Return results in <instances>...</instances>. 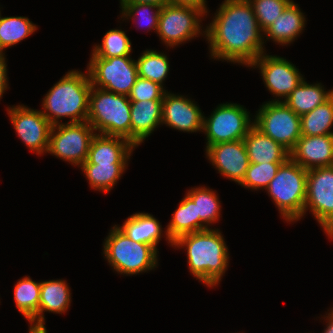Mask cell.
Instances as JSON below:
<instances>
[{
  "mask_svg": "<svg viewBox=\"0 0 333 333\" xmlns=\"http://www.w3.org/2000/svg\"><path fill=\"white\" fill-rule=\"evenodd\" d=\"M204 30L214 60L249 67L265 52L264 35L248 0H224Z\"/></svg>",
  "mask_w": 333,
  "mask_h": 333,
  "instance_id": "6da1fadb",
  "label": "cell"
},
{
  "mask_svg": "<svg viewBox=\"0 0 333 333\" xmlns=\"http://www.w3.org/2000/svg\"><path fill=\"white\" fill-rule=\"evenodd\" d=\"M174 247L187 250L188 269L197 280L209 288L219 284L229 265V249L219 229L180 236Z\"/></svg>",
  "mask_w": 333,
  "mask_h": 333,
  "instance_id": "7a4b0ae2",
  "label": "cell"
},
{
  "mask_svg": "<svg viewBox=\"0 0 333 333\" xmlns=\"http://www.w3.org/2000/svg\"><path fill=\"white\" fill-rule=\"evenodd\" d=\"M91 88L88 71L86 74L76 69L68 71L45 94L42 114L52 126L63 123L62 117L70 118L68 123L87 121Z\"/></svg>",
  "mask_w": 333,
  "mask_h": 333,
  "instance_id": "3957f363",
  "label": "cell"
},
{
  "mask_svg": "<svg viewBox=\"0 0 333 333\" xmlns=\"http://www.w3.org/2000/svg\"><path fill=\"white\" fill-rule=\"evenodd\" d=\"M131 101L127 95L116 94L92 86L89 94L87 122L96 134L122 137L131 142Z\"/></svg>",
  "mask_w": 333,
  "mask_h": 333,
  "instance_id": "277c9868",
  "label": "cell"
},
{
  "mask_svg": "<svg viewBox=\"0 0 333 333\" xmlns=\"http://www.w3.org/2000/svg\"><path fill=\"white\" fill-rule=\"evenodd\" d=\"M307 172L289 157L265 189L286 222L294 223L303 217Z\"/></svg>",
  "mask_w": 333,
  "mask_h": 333,
  "instance_id": "5b68a950",
  "label": "cell"
},
{
  "mask_svg": "<svg viewBox=\"0 0 333 333\" xmlns=\"http://www.w3.org/2000/svg\"><path fill=\"white\" fill-rule=\"evenodd\" d=\"M103 242L104 258L117 273L137 275L154 270L158 265V250L135 242L114 225Z\"/></svg>",
  "mask_w": 333,
  "mask_h": 333,
  "instance_id": "8992f818",
  "label": "cell"
},
{
  "mask_svg": "<svg viewBox=\"0 0 333 333\" xmlns=\"http://www.w3.org/2000/svg\"><path fill=\"white\" fill-rule=\"evenodd\" d=\"M250 112L237 103L219 104L211 115L203 116V131L206 148L222 142L243 140L254 126Z\"/></svg>",
  "mask_w": 333,
  "mask_h": 333,
  "instance_id": "52a82bcc",
  "label": "cell"
},
{
  "mask_svg": "<svg viewBox=\"0 0 333 333\" xmlns=\"http://www.w3.org/2000/svg\"><path fill=\"white\" fill-rule=\"evenodd\" d=\"M256 112L254 126L290 152L302 136L300 116L284 102L266 101Z\"/></svg>",
  "mask_w": 333,
  "mask_h": 333,
  "instance_id": "ba28073f",
  "label": "cell"
},
{
  "mask_svg": "<svg viewBox=\"0 0 333 333\" xmlns=\"http://www.w3.org/2000/svg\"><path fill=\"white\" fill-rule=\"evenodd\" d=\"M86 70L92 86L127 96L138 78L137 63L131 56L91 57Z\"/></svg>",
  "mask_w": 333,
  "mask_h": 333,
  "instance_id": "9c48e42d",
  "label": "cell"
},
{
  "mask_svg": "<svg viewBox=\"0 0 333 333\" xmlns=\"http://www.w3.org/2000/svg\"><path fill=\"white\" fill-rule=\"evenodd\" d=\"M95 135L87 121L54 125L50 130L47 153L80 167L87 159Z\"/></svg>",
  "mask_w": 333,
  "mask_h": 333,
  "instance_id": "30bf717a",
  "label": "cell"
},
{
  "mask_svg": "<svg viewBox=\"0 0 333 333\" xmlns=\"http://www.w3.org/2000/svg\"><path fill=\"white\" fill-rule=\"evenodd\" d=\"M204 16L197 8L166 4L161 8L156 33L167 47L173 48L200 34L205 36L200 24Z\"/></svg>",
  "mask_w": 333,
  "mask_h": 333,
  "instance_id": "8fae6325",
  "label": "cell"
},
{
  "mask_svg": "<svg viewBox=\"0 0 333 333\" xmlns=\"http://www.w3.org/2000/svg\"><path fill=\"white\" fill-rule=\"evenodd\" d=\"M308 209L324 233L333 239V166L308 170L303 216Z\"/></svg>",
  "mask_w": 333,
  "mask_h": 333,
  "instance_id": "7c38bea8",
  "label": "cell"
},
{
  "mask_svg": "<svg viewBox=\"0 0 333 333\" xmlns=\"http://www.w3.org/2000/svg\"><path fill=\"white\" fill-rule=\"evenodd\" d=\"M249 67L260 70L265 87L275 96L271 102H283V98L285 100L304 80L303 75L292 62L276 55H267L265 52ZM277 97L279 98L276 99Z\"/></svg>",
  "mask_w": 333,
  "mask_h": 333,
  "instance_id": "4fadbf2b",
  "label": "cell"
},
{
  "mask_svg": "<svg viewBox=\"0 0 333 333\" xmlns=\"http://www.w3.org/2000/svg\"><path fill=\"white\" fill-rule=\"evenodd\" d=\"M7 114L20 140L30 151L41 155L47 153L52 125L41 110L25 105L7 107Z\"/></svg>",
  "mask_w": 333,
  "mask_h": 333,
  "instance_id": "5bb4252c",
  "label": "cell"
},
{
  "mask_svg": "<svg viewBox=\"0 0 333 333\" xmlns=\"http://www.w3.org/2000/svg\"><path fill=\"white\" fill-rule=\"evenodd\" d=\"M205 149L208 160L218 173L236 184L242 183L250 165L243 140L217 143Z\"/></svg>",
  "mask_w": 333,
  "mask_h": 333,
  "instance_id": "9a60e30c",
  "label": "cell"
},
{
  "mask_svg": "<svg viewBox=\"0 0 333 333\" xmlns=\"http://www.w3.org/2000/svg\"><path fill=\"white\" fill-rule=\"evenodd\" d=\"M203 113L194 101L184 95L165 92L162 99V125L183 132H202Z\"/></svg>",
  "mask_w": 333,
  "mask_h": 333,
  "instance_id": "2e32d148",
  "label": "cell"
},
{
  "mask_svg": "<svg viewBox=\"0 0 333 333\" xmlns=\"http://www.w3.org/2000/svg\"><path fill=\"white\" fill-rule=\"evenodd\" d=\"M290 158L306 170L333 166V134L302 135L290 151Z\"/></svg>",
  "mask_w": 333,
  "mask_h": 333,
  "instance_id": "e0dca14e",
  "label": "cell"
},
{
  "mask_svg": "<svg viewBox=\"0 0 333 333\" xmlns=\"http://www.w3.org/2000/svg\"><path fill=\"white\" fill-rule=\"evenodd\" d=\"M136 147L122 137L96 134L91 141L88 156L84 163L128 164Z\"/></svg>",
  "mask_w": 333,
  "mask_h": 333,
  "instance_id": "ac0fdd59",
  "label": "cell"
},
{
  "mask_svg": "<svg viewBox=\"0 0 333 333\" xmlns=\"http://www.w3.org/2000/svg\"><path fill=\"white\" fill-rule=\"evenodd\" d=\"M131 143L138 147L162 124V100L131 101Z\"/></svg>",
  "mask_w": 333,
  "mask_h": 333,
  "instance_id": "d6986e66",
  "label": "cell"
},
{
  "mask_svg": "<svg viewBox=\"0 0 333 333\" xmlns=\"http://www.w3.org/2000/svg\"><path fill=\"white\" fill-rule=\"evenodd\" d=\"M306 18L298 4L292 1L279 15L271 26L263 32V38L272 40L275 44L288 45L300 36L305 28Z\"/></svg>",
  "mask_w": 333,
  "mask_h": 333,
  "instance_id": "ffe728a7",
  "label": "cell"
},
{
  "mask_svg": "<svg viewBox=\"0 0 333 333\" xmlns=\"http://www.w3.org/2000/svg\"><path fill=\"white\" fill-rule=\"evenodd\" d=\"M250 163H284L290 152L253 126L243 139Z\"/></svg>",
  "mask_w": 333,
  "mask_h": 333,
  "instance_id": "44dd1931",
  "label": "cell"
},
{
  "mask_svg": "<svg viewBox=\"0 0 333 333\" xmlns=\"http://www.w3.org/2000/svg\"><path fill=\"white\" fill-rule=\"evenodd\" d=\"M71 304V292L66 280L41 282L39 301V330H46L44 312L64 314Z\"/></svg>",
  "mask_w": 333,
  "mask_h": 333,
  "instance_id": "7402d4cb",
  "label": "cell"
},
{
  "mask_svg": "<svg viewBox=\"0 0 333 333\" xmlns=\"http://www.w3.org/2000/svg\"><path fill=\"white\" fill-rule=\"evenodd\" d=\"M117 227L131 240L151 245L156 250L164 232L160 222L145 212L130 215L122 226L117 225Z\"/></svg>",
  "mask_w": 333,
  "mask_h": 333,
  "instance_id": "603a6c76",
  "label": "cell"
},
{
  "mask_svg": "<svg viewBox=\"0 0 333 333\" xmlns=\"http://www.w3.org/2000/svg\"><path fill=\"white\" fill-rule=\"evenodd\" d=\"M41 282L30 276L19 279L14 287L16 308L29 321V329L39 330V301Z\"/></svg>",
  "mask_w": 333,
  "mask_h": 333,
  "instance_id": "cb8c5ba5",
  "label": "cell"
},
{
  "mask_svg": "<svg viewBox=\"0 0 333 333\" xmlns=\"http://www.w3.org/2000/svg\"><path fill=\"white\" fill-rule=\"evenodd\" d=\"M333 95V89L325 91L321 83L309 84L304 80L283 100L297 115L311 112Z\"/></svg>",
  "mask_w": 333,
  "mask_h": 333,
  "instance_id": "d4e9b609",
  "label": "cell"
},
{
  "mask_svg": "<svg viewBox=\"0 0 333 333\" xmlns=\"http://www.w3.org/2000/svg\"><path fill=\"white\" fill-rule=\"evenodd\" d=\"M164 234L167 243L173 247V242L180 236L199 231V217H196L195 202L186 194L172 213V218L166 226Z\"/></svg>",
  "mask_w": 333,
  "mask_h": 333,
  "instance_id": "484cf974",
  "label": "cell"
},
{
  "mask_svg": "<svg viewBox=\"0 0 333 333\" xmlns=\"http://www.w3.org/2000/svg\"><path fill=\"white\" fill-rule=\"evenodd\" d=\"M195 202L196 217H199V231L208 229L210 224L219 220L221 203L216 191L199 186L186 193Z\"/></svg>",
  "mask_w": 333,
  "mask_h": 333,
  "instance_id": "4316f807",
  "label": "cell"
},
{
  "mask_svg": "<svg viewBox=\"0 0 333 333\" xmlns=\"http://www.w3.org/2000/svg\"><path fill=\"white\" fill-rule=\"evenodd\" d=\"M128 164H91L83 163L80 167L90 188L108 193L125 172Z\"/></svg>",
  "mask_w": 333,
  "mask_h": 333,
  "instance_id": "83f0119b",
  "label": "cell"
},
{
  "mask_svg": "<svg viewBox=\"0 0 333 333\" xmlns=\"http://www.w3.org/2000/svg\"><path fill=\"white\" fill-rule=\"evenodd\" d=\"M301 133L303 136L333 134V95L311 112L300 116Z\"/></svg>",
  "mask_w": 333,
  "mask_h": 333,
  "instance_id": "f1b7e54d",
  "label": "cell"
},
{
  "mask_svg": "<svg viewBox=\"0 0 333 333\" xmlns=\"http://www.w3.org/2000/svg\"><path fill=\"white\" fill-rule=\"evenodd\" d=\"M37 30V26L28 17L0 16V52L10 48L29 37Z\"/></svg>",
  "mask_w": 333,
  "mask_h": 333,
  "instance_id": "f546056e",
  "label": "cell"
},
{
  "mask_svg": "<svg viewBox=\"0 0 333 333\" xmlns=\"http://www.w3.org/2000/svg\"><path fill=\"white\" fill-rule=\"evenodd\" d=\"M169 58L162 52L147 49L136 60L138 77L151 80L163 87L170 70Z\"/></svg>",
  "mask_w": 333,
  "mask_h": 333,
  "instance_id": "4dcf8cb0",
  "label": "cell"
},
{
  "mask_svg": "<svg viewBox=\"0 0 333 333\" xmlns=\"http://www.w3.org/2000/svg\"><path fill=\"white\" fill-rule=\"evenodd\" d=\"M92 49L91 57L111 58L130 56L132 44L125 31L110 29L103 36L102 44H96Z\"/></svg>",
  "mask_w": 333,
  "mask_h": 333,
  "instance_id": "1f68e13d",
  "label": "cell"
},
{
  "mask_svg": "<svg viewBox=\"0 0 333 333\" xmlns=\"http://www.w3.org/2000/svg\"><path fill=\"white\" fill-rule=\"evenodd\" d=\"M120 6L122 10L121 18H124V20L132 19L134 22L136 18H138V20L141 21H138V25L141 26V24H144V26L148 28V31L155 30L157 32L159 14L162 6L141 3H120Z\"/></svg>",
  "mask_w": 333,
  "mask_h": 333,
  "instance_id": "d6a6232c",
  "label": "cell"
},
{
  "mask_svg": "<svg viewBox=\"0 0 333 333\" xmlns=\"http://www.w3.org/2000/svg\"><path fill=\"white\" fill-rule=\"evenodd\" d=\"M282 163H250L246 175L240 184L244 188L252 190L266 189L270 181L275 177Z\"/></svg>",
  "mask_w": 333,
  "mask_h": 333,
  "instance_id": "836d02e7",
  "label": "cell"
},
{
  "mask_svg": "<svg viewBox=\"0 0 333 333\" xmlns=\"http://www.w3.org/2000/svg\"><path fill=\"white\" fill-rule=\"evenodd\" d=\"M262 32L273 24L293 0H248Z\"/></svg>",
  "mask_w": 333,
  "mask_h": 333,
  "instance_id": "e575fe53",
  "label": "cell"
},
{
  "mask_svg": "<svg viewBox=\"0 0 333 333\" xmlns=\"http://www.w3.org/2000/svg\"><path fill=\"white\" fill-rule=\"evenodd\" d=\"M166 91L158 83L138 77L128 98L130 101L162 100Z\"/></svg>",
  "mask_w": 333,
  "mask_h": 333,
  "instance_id": "d590c367",
  "label": "cell"
},
{
  "mask_svg": "<svg viewBox=\"0 0 333 333\" xmlns=\"http://www.w3.org/2000/svg\"><path fill=\"white\" fill-rule=\"evenodd\" d=\"M169 4L197 8L201 10L206 17L208 14L206 0H169Z\"/></svg>",
  "mask_w": 333,
  "mask_h": 333,
  "instance_id": "8d00e7d4",
  "label": "cell"
},
{
  "mask_svg": "<svg viewBox=\"0 0 333 333\" xmlns=\"http://www.w3.org/2000/svg\"><path fill=\"white\" fill-rule=\"evenodd\" d=\"M8 88L7 64L5 53L0 52V99Z\"/></svg>",
  "mask_w": 333,
  "mask_h": 333,
  "instance_id": "74e56055",
  "label": "cell"
},
{
  "mask_svg": "<svg viewBox=\"0 0 333 333\" xmlns=\"http://www.w3.org/2000/svg\"><path fill=\"white\" fill-rule=\"evenodd\" d=\"M120 3H141L153 4L155 6H164L169 4V0H120Z\"/></svg>",
  "mask_w": 333,
  "mask_h": 333,
  "instance_id": "f35d334b",
  "label": "cell"
},
{
  "mask_svg": "<svg viewBox=\"0 0 333 333\" xmlns=\"http://www.w3.org/2000/svg\"><path fill=\"white\" fill-rule=\"evenodd\" d=\"M328 315V316H327ZM326 320V328L323 333H333V307L330 308V312L324 316V321Z\"/></svg>",
  "mask_w": 333,
  "mask_h": 333,
  "instance_id": "ab89813d",
  "label": "cell"
},
{
  "mask_svg": "<svg viewBox=\"0 0 333 333\" xmlns=\"http://www.w3.org/2000/svg\"><path fill=\"white\" fill-rule=\"evenodd\" d=\"M29 333H47V329L46 330H33V329H29Z\"/></svg>",
  "mask_w": 333,
  "mask_h": 333,
  "instance_id": "60d3db41",
  "label": "cell"
}]
</instances>
